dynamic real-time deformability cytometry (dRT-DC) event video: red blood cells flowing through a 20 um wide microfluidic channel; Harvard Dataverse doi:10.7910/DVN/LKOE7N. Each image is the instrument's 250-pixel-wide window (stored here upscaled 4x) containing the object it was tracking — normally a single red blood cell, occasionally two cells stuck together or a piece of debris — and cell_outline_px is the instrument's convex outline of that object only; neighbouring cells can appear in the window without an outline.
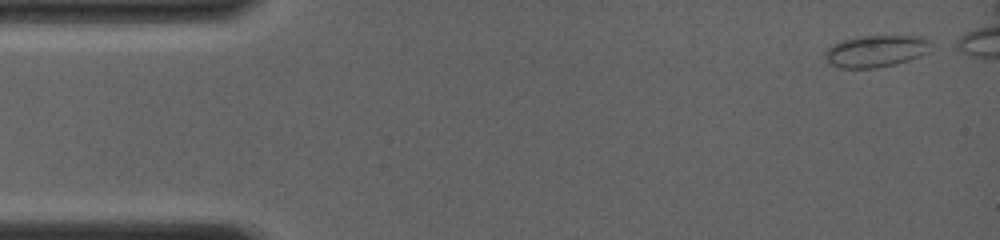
{"species": "common noctule bat (a hibernating species)", "species_latin": "Nyctalus noctula", "temperature_condition": "room temperature", "stored_images_in_passage": 28, "camera_frame_rate_fps": 4000, "um_per_image_px": 0.085, "animal": {"sex": "female", "body_mass_g": 19.0, "forearm_length_mm": 56.7}, "frame": {"image": 1, "passage_image": 1, "time_ms": 0.0, "image_size_px": [1000, 240], "cell_outline_px": [[932, 44], [924, 52], [908, 60], [876, 68], [840, 68], [828, 64], [824, 56], [824, 52], [832, 44], [844, 40], [864, 36], [920, 36], [932, 40]], "centroid_in_image_um": [74.39, 4.34], "position_along_channel_um": 10.6, "area_um2": 19.42}}
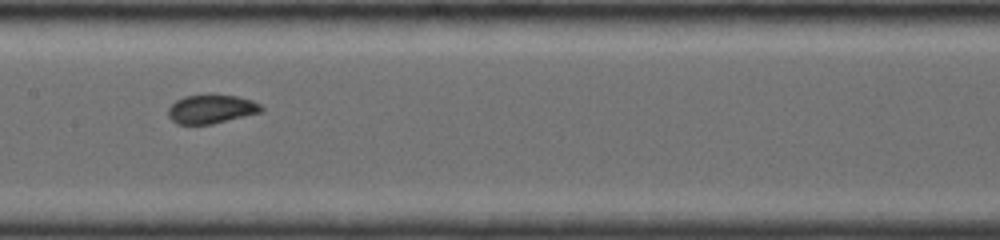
{"frame": {"image": 2, "passage_image": 15, "time_ms": 7.0, "image_size_px": [1000, 240], "cell_outline_px": [[264, 112], [212, 124], [176, 124], [168, 116], [168, 108], [176, 100], [184, 96], [236, 96], [252, 100], [260, 104], [264, 108]], "centroid_in_image_um": [17.99, 9.3], "position_along_channel_um": 189.4, "area_um2": 15.49}}
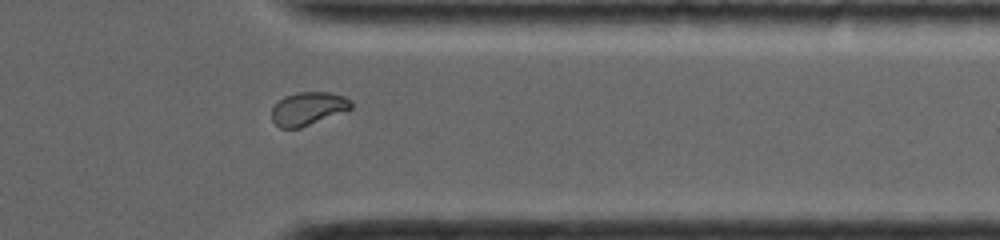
{"frame": {"image": 3, "passage_image": 24, "time_ms": 11.75, "image_size_px": [1000, 240], "cell_outline_px": [[352, 108], [300, 128], [280, 128], [272, 120], [272, 108], [284, 96], [296, 92], [332, 92], [344, 96], [352, 100]], "centroid_in_image_um": [26.19, 9.21], "position_along_channel_um": 385.2, "area_um2": 15.26}}